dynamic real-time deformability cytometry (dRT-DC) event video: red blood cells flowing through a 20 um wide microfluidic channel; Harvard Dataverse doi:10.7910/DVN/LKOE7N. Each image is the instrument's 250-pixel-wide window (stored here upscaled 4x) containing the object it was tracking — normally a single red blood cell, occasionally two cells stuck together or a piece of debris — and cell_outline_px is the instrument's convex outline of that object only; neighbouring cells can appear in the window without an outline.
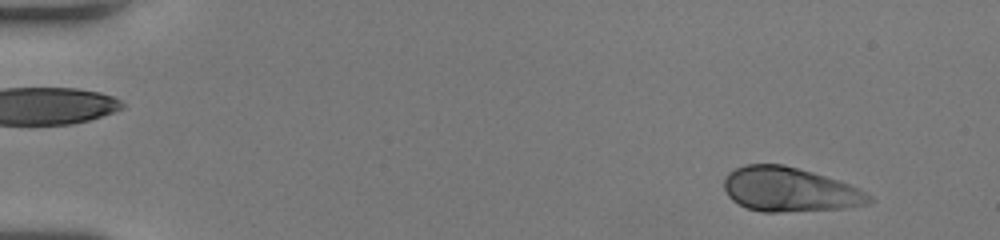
{"species": "human", "species_latin": "Homo sapiens", "temperature_condition": "room temperature", "stored_images_in_passage": 51, "camera_frame_rate_fps": 3000, "um_per_image_px": 0.085, "donor": {"sex": "female"}, "frame": {"image": 1, "passage_image": 4, "time_ms": 1.0, "image_size_px": [1000, 240], "cell_outline_px": [[872, 200], [868, 204], [844, 208], [780, 212], [764, 212], [748, 208], [732, 200], [728, 196], [724, 188], [724, 176], [728, 172], [744, 164], [784, 164], [840, 180], [872, 196]], "centroid_in_image_um": [67.09, 16.1], "position_along_channel_um": 17.9, "area_um2": 37.4}}
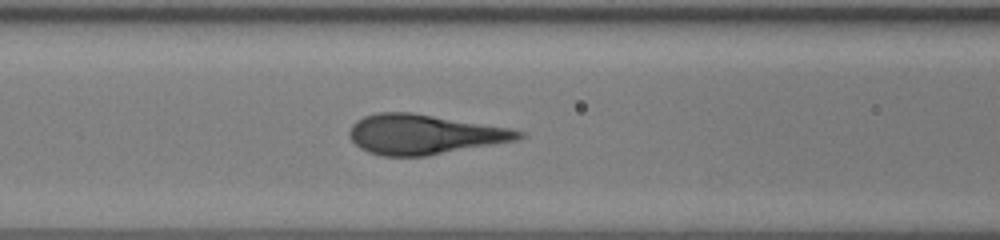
{"frame": {"image": 2, "passage_image": 22, "time_ms": 7.0, "image_size_px": [1000, 240], "cell_outline_px": [[524, 136], [520, 140], [428, 156], [384, 156], [368, 152], [360, 148], [352, 140], [348, 132], [352, 124], [356, 120], [364, 116], [376, 112], [412, 112], [512, 128], [524, 132]], "centroid_in_image_um": [36.08, 11.42], "position_along_channel_um": 130.5, "area_um2": 39.65}}
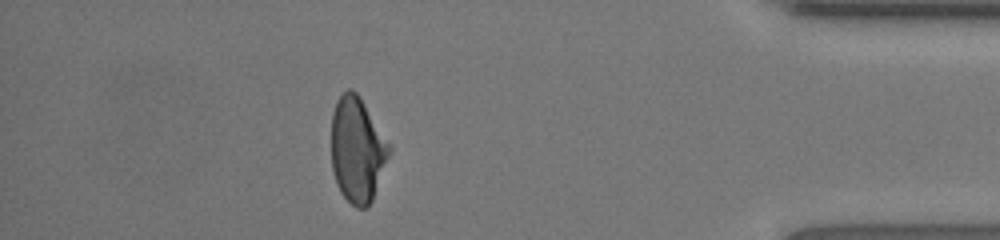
{"frame": {"image": 3, "passage_image": 45, "time_ms": 14.667, "image_size_px": [1000, 240], "cell_outline_px": [[392, 148], [372, 200], [368, 208], [356, 208], [340, 192], [336, 184], [332, 168], [332, 112], [336, 100], [348, 88], [356, 92], [364, 104]], "centroid_in_image_um": [30.35, 12.75], "position_along_channel_um": 404.8, "area_um2": 35.14}}